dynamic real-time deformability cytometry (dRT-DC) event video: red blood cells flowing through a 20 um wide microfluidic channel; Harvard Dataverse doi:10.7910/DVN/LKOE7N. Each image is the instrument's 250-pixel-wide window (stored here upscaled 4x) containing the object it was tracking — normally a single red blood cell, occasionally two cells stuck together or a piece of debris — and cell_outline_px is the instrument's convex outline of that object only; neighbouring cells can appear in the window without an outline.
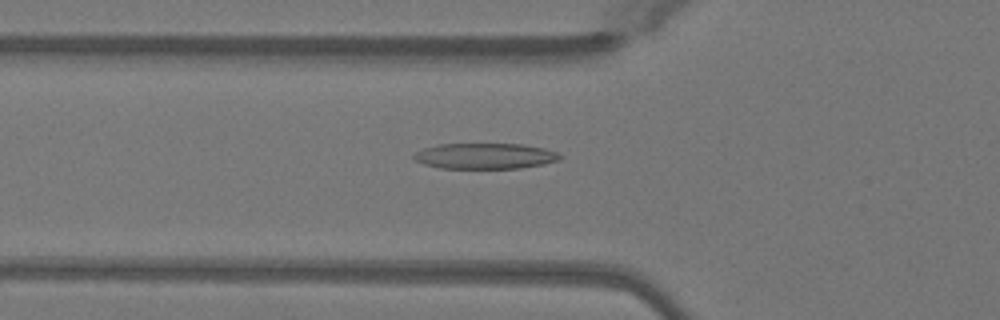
{"species": "Egyptian fruit bat (a non-hibernating species)", "species_latin": "Rousettus aegyptiacus", "temperature_condition": "warm", "stored_images_in_passage": 39, "camera_frame_rate_fps": 3000, "um_per_image_px": 0.085, "animal": {"sex": "female"}, "frame": {"image": 1, "passage_image": 10, "time_ms": 3.0, "image_size_px": [1000, 320], "cell_outline_px": [[560, 160], [544, 164], [520, 168], [440, 168], [424, 164], [416, 160], [412, 156], [416, 152], [424, 148], [436, 144], [524, 144], [544, 148], [556, 152], [560, 156]], "centroid_in_image_um": [41.22, 13.26], "position_along_channel_um": 84.6, "area_um2": 21.85}}
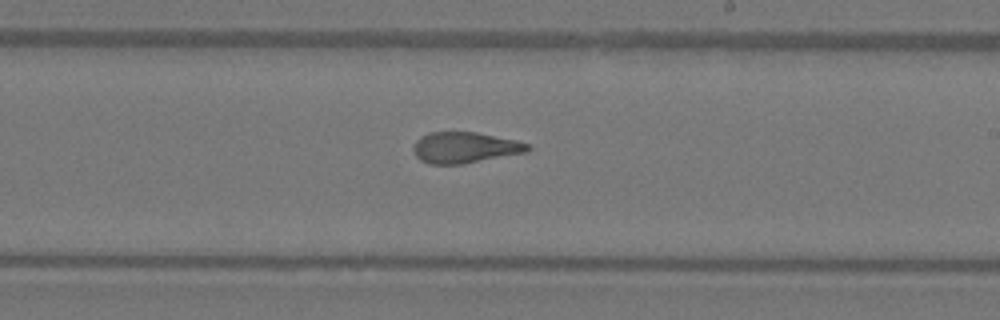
{"frame": {"image": 2, "passage_image": 22, "time_ms": 7.0, "image_size_px": [1000, 320], "cell_outline_px": [[532, 148], [528, 152], [460, 164], [428, 164], [420, 160], [416, 156], [412, 148], [416, 140], [420, 136], [428, 132], [476, 132], [516, 140], [528, 144]], "centroid_in_image_um": [39.49, 12.54], "position_along_channel_um": 249.5, "area_um2": 20.69}}
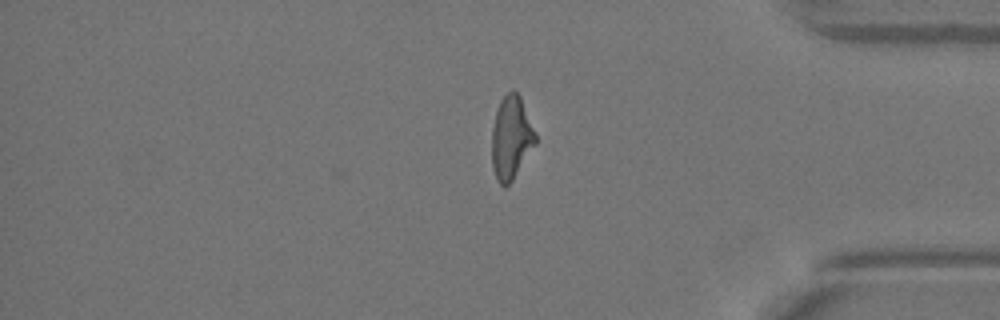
{"frame": {"image": 3, "passage_image": 34, "time_ms": 11.0, "image_size_px": [1000, 320], "cell_outline_px": [[536, 144], [512, 180], [504, 188], [496, 180], [492, 168], [492, 128], [496, 112], [500, 100], [512, 88], [520, 96], [536, 132]], "centroid_in_image_um": [43.45, 11.71], "position_along_channel_um": 391.8, "area_um2": 21.21}, "authors_computed_cell_mechanics": {"area_um2": 21.4438, "velocity_mm_per_s": 4.0949, "shape_relaxation_time_tau1_ms": 6.1023, "shape_relaxation_time_tau2_ms": 1.2719, "deformation_change_tau1": 0.2404, "deformation_change_tau2": 0.1045}}